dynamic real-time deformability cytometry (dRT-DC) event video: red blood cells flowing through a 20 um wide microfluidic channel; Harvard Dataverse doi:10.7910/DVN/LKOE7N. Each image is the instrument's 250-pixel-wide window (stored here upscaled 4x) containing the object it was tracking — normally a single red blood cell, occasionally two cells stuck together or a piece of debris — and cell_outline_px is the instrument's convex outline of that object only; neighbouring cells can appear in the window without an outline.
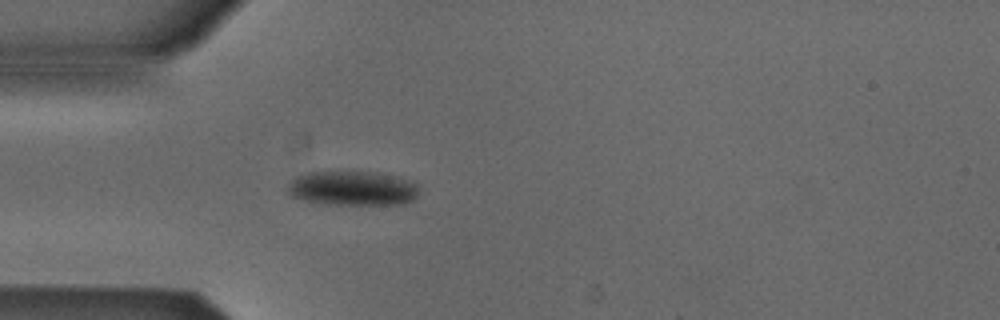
{"species": "Egyptian fruit bat (a non-hibernating species)", "species_latin": "Rousettus aegyptiacus", "temperature_condition": "cold", "stored_images_in_passage": 39, "camera_frame_rate_fps": 3000, "um_per_image_px": 0.085, "animal": {"sex": "male"}, "frame": {"image": 1, "passage_image": 1, "time_ms": 0.0, "image_size_px": [1000, 320], "cell_outline_px": [[416, 196], [412, 200], [404, 204], [320, 204], [304, 200], [292, 196], [288, 192], [288, 184], [296, 176], [308, 172], [368, 172], [392, 176], [416, 184]], "centroid_in_image_um": [29.89, 16.02], "position_along_channel_um": 55.1, "area_um2": 25.89}}
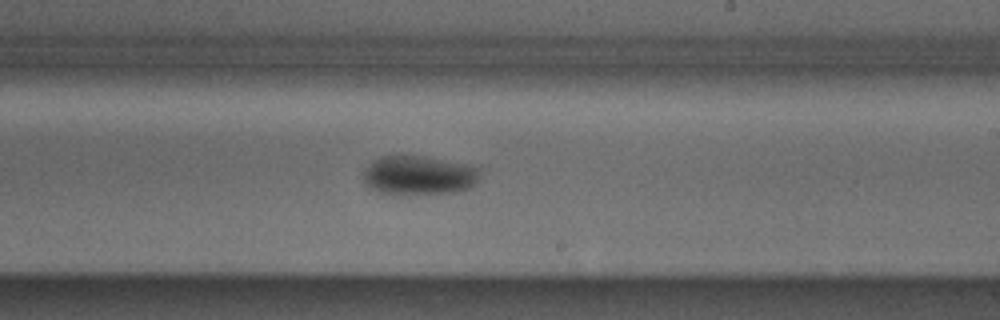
{"frame": {"image": 2, "passage_image": 17, "time_ms": 5.333, "image_size_px": [1000, 320], "cell_outline_px": [[480, 176], [476, 184], [472, 188], [456, 192], [396, 196], [380, 192], [368, 188], [364, 180], [364, 172], [372, 160], [380, 156], [400, 152], [468, 164], [480, 168]], "centroid_in_image_um": [35.59, 14.89], "position_along_channel_um": 253.4, "area_um2": 27.86}}
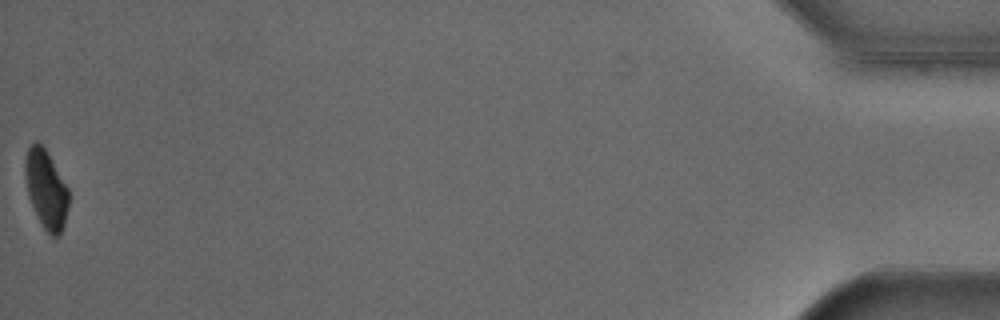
{"frame": {"image": 3, "passage_image": 39, "time_ms": 12.667, "image_size_px": [1000, 320], "cell_outline_px": [[68, 208], [64, 224], [60, 236], [52, 236], [44, 228], [32, 204], [28, 192], [24, 172], [24, 160], [28, 148], [32, 144], [40, 144], [44, 148], [68, 188]], "centroid_in_image_um": [3.92, 16.11], "position_along_channel_um": 431.3, "area_um2": 19.31}, "authors_computed_cell_mechanics": {"area_um2": 25.432, "velocity_mm_per_s": 3.8412, "shape_relaxation_time_tau1_ms": 4.1164, "shape_relaxation_time_tau2_ms": null, "deformation_change_tau1": 0.0995, "deformation_change_tau2": null}}